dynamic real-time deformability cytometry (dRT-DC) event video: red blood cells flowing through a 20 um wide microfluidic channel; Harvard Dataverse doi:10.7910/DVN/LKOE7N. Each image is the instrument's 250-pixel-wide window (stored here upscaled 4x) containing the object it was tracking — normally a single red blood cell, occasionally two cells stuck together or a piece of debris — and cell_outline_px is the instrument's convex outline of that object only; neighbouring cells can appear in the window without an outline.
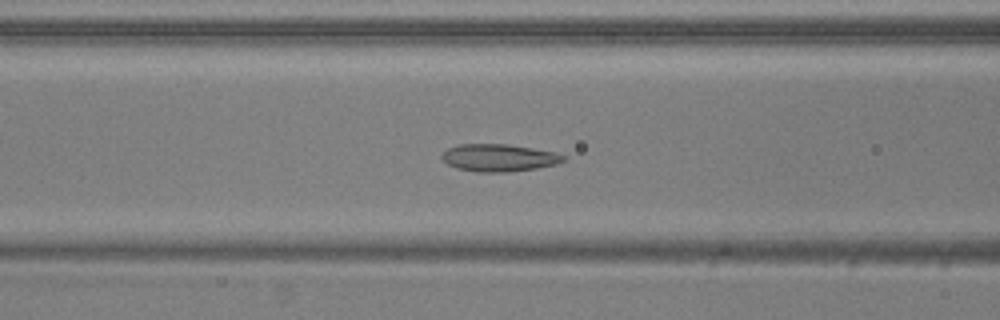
{"species": "common noctule bat (a hibernating species)", "species_latin": "Nyctalus noctula", "temperature_condition": "warm", "stored_images_in_passage": 49, "camera_frame_rate_fps": 3000, "um_per_image_px": 0.085, "animal": {"sex": "male", "body_mass_g": 20.5, "forearm_length_mm": 52.5}, "frame": {"image": 1, "passage_image": 17, "time_ms": 5.333, "image_size_px": [1000, 320], "cell_outline_px": [[568, 156], [564, 160], [556, 164], [536, 168], [504, 172], [476, 172], [456, 168], [448, 164], [440, 156], [448, 148], [460, 144], [508, 144], [556, 152]], "centroid_in_image_um": [42.42, 13.4], "position_along_channel_um": 124.2, "area_um2": 19.36}}
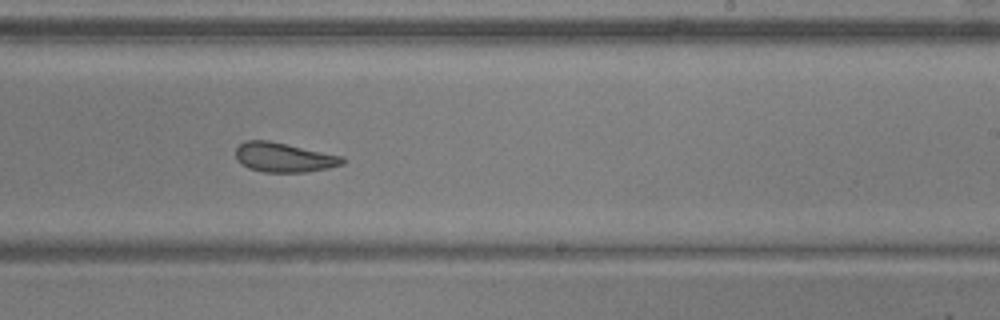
{"frame": {"image": 2, "passage_image": 28, "time_ms": 9.0, "image_size_px": [1000, 320], "cell_outline_px": [[344, 164], [328, 168], [304, 172], [264, 172], [248, 168], [236, 156], [236, 148], [244, 140], [268, 140], [344, 156]], "centroid_in_image_um": [24.16, 13.37], "position_along_channel_um": 264.8, "area_um2": 18.21}}
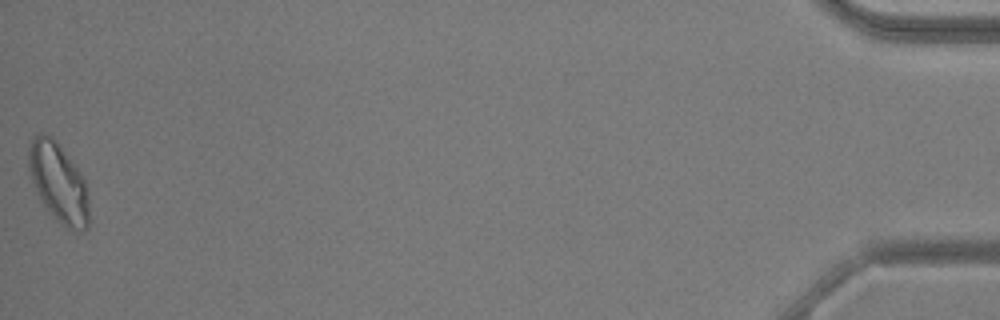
{"frame": {"image": 3, "passage_image": 49, "time_ms": 16.0, "image_size_px": [1000, 320], "cell_outline_px": [[88, 228], [72, 232], [40, 200], [32, 180], [28, 164], [28, 148], [32, 140], [40, 132], [56, 140], [60, 144], [80, 172], [84, 180], [88, 192]], "centroid_in_image_um": [4.98, 15.49], "position_along_channel_um": 430.2, "area_um2": 27.34}, "authors_computed_cell_mechanics": {"area_um2": 20.519, "velocity_mm_per_s": 3.8395, "shape_relaxation_time_tau1_ms": null, "shape_relaxation_time_tau2_ms": 2.0279, "deformation_change_tau1": null, "deformation_change_tau2": 0.0843}}